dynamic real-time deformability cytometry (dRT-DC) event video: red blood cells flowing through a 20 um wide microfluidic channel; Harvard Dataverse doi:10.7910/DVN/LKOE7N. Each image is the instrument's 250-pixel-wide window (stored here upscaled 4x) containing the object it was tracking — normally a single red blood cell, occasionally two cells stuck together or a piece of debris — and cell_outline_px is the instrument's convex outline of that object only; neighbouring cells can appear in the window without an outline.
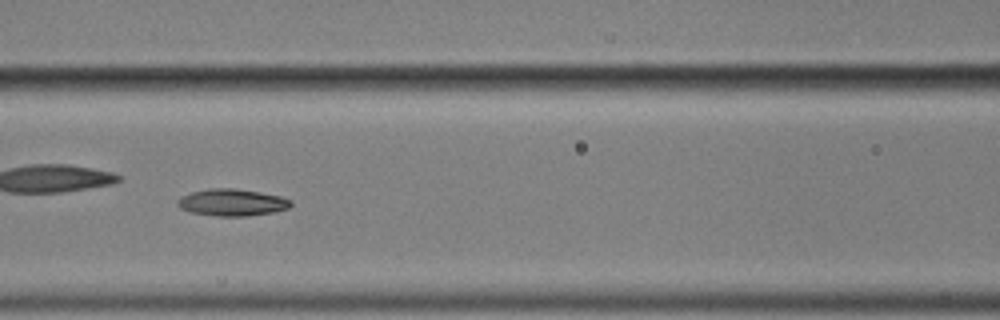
{"species": "common noctule bat (a hibernating species)", "species_latin": "Nyctalus noctula", "temperature_condition": "cold", "stored_images_in_passage": 56, "camera_frame_rate_fps": 3000, "um_per_image_px": 0.085, "animal": {"sex": "male", "body_mass_g": 17.9}, "frame": {"image": 1, "passage_image": 25, "time_ms": 8.0, "image_size_px": [1000, 320], "cell_outline_px": [[292, 204], [288, 208], [276, 212], [248, 216], [212, 216], [192, 212], [180, 208], [176, 204], [176, 200], [180, 196], [192, 192], [208, 188], [236, 188], [260, 192], [280, 196], [292, 200]], "centroid_in_image_um": [19.72, 17.21], "position_along_channel_um": 146.9, "area_um2": 18.03}}